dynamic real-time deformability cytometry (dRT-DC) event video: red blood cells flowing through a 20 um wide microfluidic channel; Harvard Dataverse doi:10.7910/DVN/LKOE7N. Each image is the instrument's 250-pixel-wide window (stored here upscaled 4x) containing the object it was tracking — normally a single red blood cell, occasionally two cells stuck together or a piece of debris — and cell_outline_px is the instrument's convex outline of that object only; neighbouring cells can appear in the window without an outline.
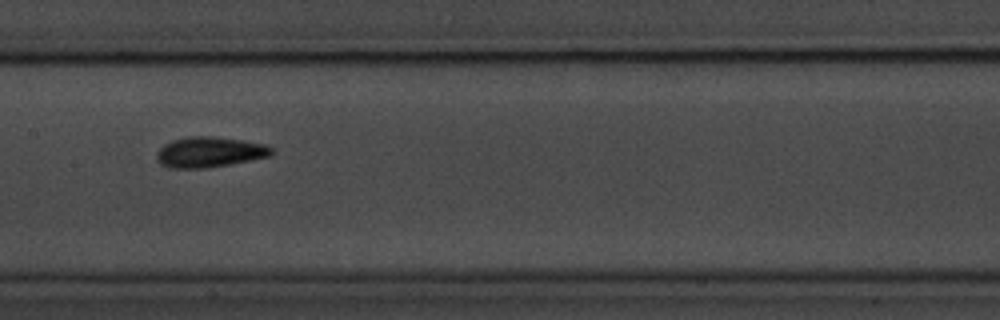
{"species": "common noctule bat (a hibernating species)", "species_latin": "Nyctalus noctula", "temperature_condition": "room temperature", "stored_images_in_passage": 13, "camera_frame_rate_fps": 3000, "um_per_image_px": 0.085, "animal": {"sex": "male", "body_mass_g": 20.1, "forearm_length_mm": 53.5}, "frame": {"image": 1, "passage_image": 8, "time_ms": 9.0, "image_size_px": [1000, 320], "cell_outline_px": [[272, 152], [268, 156], [228, 164], [204, 168], [168, 168], [160, 164], [156, 156], [156, 152], [164, 144], [172, 140], [188, 136], [212, 136], [244, 140], [264, 144], [272, 148]], "centroid_in_image_um": [17.75, 12.92], "position_along_channel_um": 189.7, "area_um2": 20.23}}